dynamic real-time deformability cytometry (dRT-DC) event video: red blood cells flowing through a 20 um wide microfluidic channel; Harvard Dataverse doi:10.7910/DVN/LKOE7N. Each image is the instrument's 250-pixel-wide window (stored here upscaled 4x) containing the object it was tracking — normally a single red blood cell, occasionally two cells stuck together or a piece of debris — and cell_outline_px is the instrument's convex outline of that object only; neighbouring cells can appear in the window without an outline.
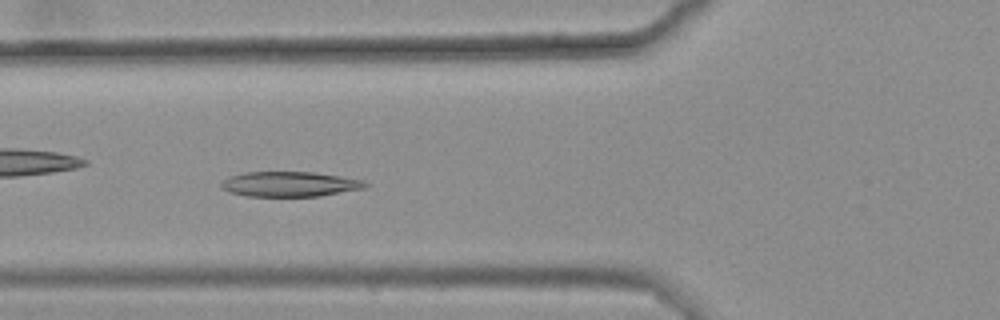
{"species": "common noctule bat (a hibernating species)", "species_latin": "Nyctalus noctula", "temperature_condition": "warm", "stored_images_in_passage": 9, "camera_frame_rate_fps": 3000, "um_per_image_px": 0.085, "animal": {"sex": "female", "body_mass_g": 25.1}, "frame": {"image": 1, "passage_image": 7, "time_ms": 2.0, "image_size_px": [1000, 320], "cell_outline_px": [[368, 184], [364, 188], [320, 196], [244, 196], [228, 192], [220, 188], [220, 184], [228, 176], [244, 172], [312, 172], [340, 176], [364, 180]], "centroid_in_image_um": [24.57, 15.65], "position_along_channel_um": 101.2, "area_um2": 21.1}}
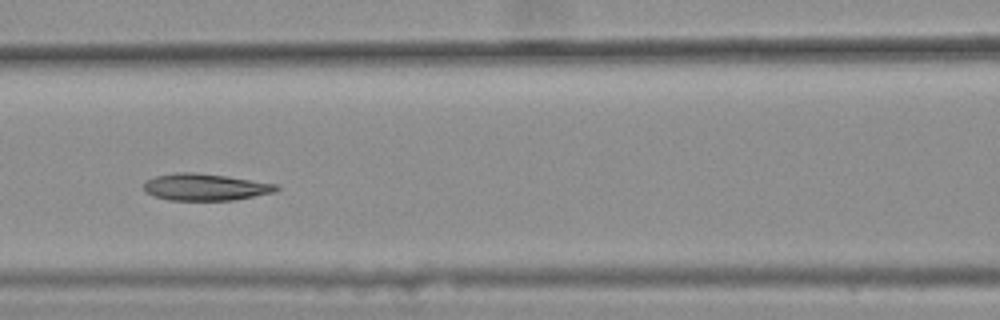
{"frame": {"image": 2, "passage_image": 8, "time_ms": 2.333, "image_size_px": [1000, 320], "cell_outline_px": [[280, 188], [276, 192], [236, 200], [168, 200], [144, 192], [144, 180], [156, 176], [176, 172], [196, 172], [280, 184]], "centroid_in_image_um": [17.47, 15.9], "position_along_channel_um": 149.1, "area_um2": 20.92}}
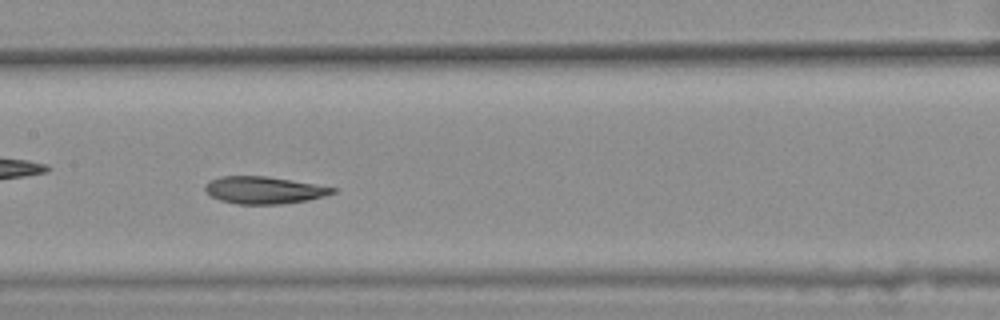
{"frame": {"image": 3, "passage_image": 9, "time_ms": 2.667, "image_size_px": [1000, 320], "cell_outline_px": [[336, 192], [324, 196], [308, 200], [280, 204], [236, 204], [220, 200], [212, 196], [204, 188], [204, 184], [208, 180], [220, 176], [268, 176], [292, 180], [336, 188]], "centroid_in_image_um": [22.41, 16.15], "position_along_channel_um": 185.0, "area_um2": 20.23}}